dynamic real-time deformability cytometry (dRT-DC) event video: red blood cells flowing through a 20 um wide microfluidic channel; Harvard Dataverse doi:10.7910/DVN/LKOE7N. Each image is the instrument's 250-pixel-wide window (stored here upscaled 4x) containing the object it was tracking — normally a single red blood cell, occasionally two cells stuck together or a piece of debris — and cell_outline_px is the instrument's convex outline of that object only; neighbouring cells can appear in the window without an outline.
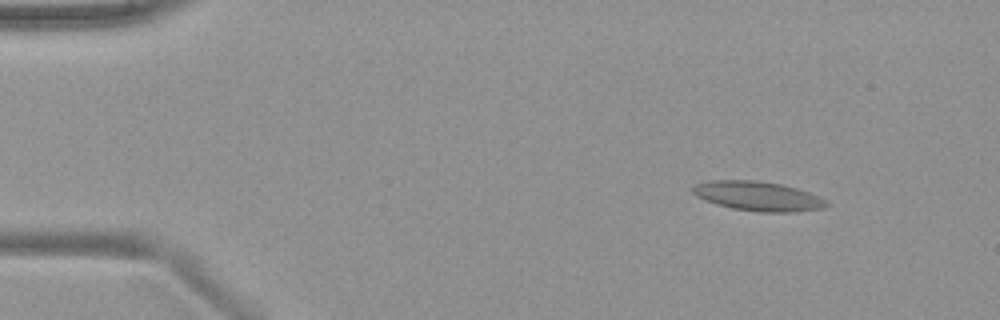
{"species": "common noctule bat (a hibernating species)", "species_latin": "Nyctalus noctula", "temperature_condition": "warm", "stored_images_in_passage": 51, "camera_frame_rate_fps": 3000, "um_per_image_px": 0.085, "animal": {"sex": "female", "body_mass_g": 19.9}, "frame": {"image": 1, "passage_image": 6, "time_ms": 1.667, "image_size_px": [1000, 320], "cell_outline_px": [[828, 204], [824, 208], [792, 212], [764, 212], [732, 208], [716, 204], [704, 200], [696, 196], [692, 192], [692, 188], [696, 184], [708, 180], [756, 180], [780, 184], [796, 188], [808, 192], [828, 200]], "centroid_in_image_um": [64.41, 16.66], "position_along_channel_um": 20.6, "area_um2": 22.89}}
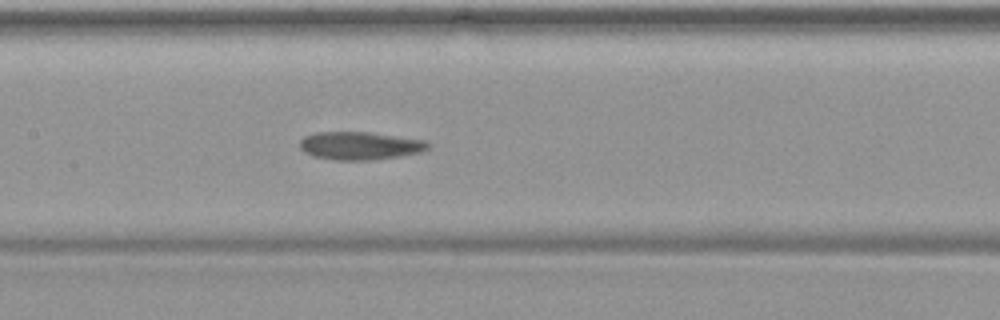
{"frame": {"image": 2, "passage_image": 25, "time_ms": 8.0, "image_size_px": [1000, 320], "cell_outline_px": [[432, 144], [428, 148], [420, 152], [400, 156], [376, 160], [332, 160], [316, 156], [304, 152], [300, 148], [300, 140], [304, 136], [316, 132], [368, 132], [424, 140]], "centroid_in_image_um": [30.59, 12.39], "position_along_channel_um": 176.8, "area_um2": 20.92}}
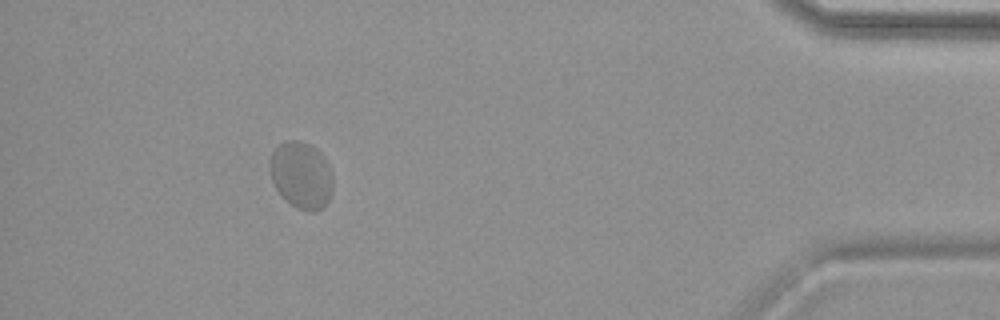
{"frame": {"image": 3, "passage_image": 47, "time_ms": 15.333, "image_size_px": [1000, 320], "cell_outline_px": [[332, 188], [328, 200], [316, 212], [308, 212], [296, 208], [276, 188], [272, 180], [268, 168], [268, 164], [272, 152], [284, 140], [300, 140], [316, 148], [324, 156], [332, 172]], "centroid_in_image_um": [25.6, 14.86], "position_along_channel_um": 409.6, "area_um2": 24.57}}